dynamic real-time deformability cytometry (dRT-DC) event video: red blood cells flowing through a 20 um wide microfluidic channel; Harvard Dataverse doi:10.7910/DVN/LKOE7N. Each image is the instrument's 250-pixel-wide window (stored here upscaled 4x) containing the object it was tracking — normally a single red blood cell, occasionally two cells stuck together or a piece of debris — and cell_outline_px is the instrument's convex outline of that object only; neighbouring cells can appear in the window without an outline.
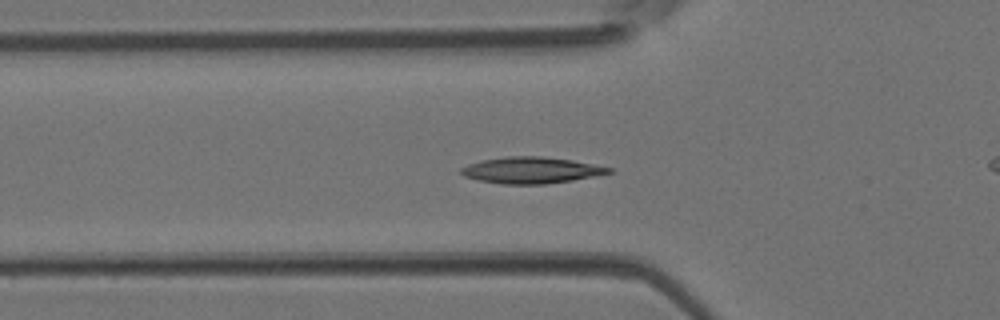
{"species": "Egyptian fruit bat (a non-hibernating species)", "species_latin": "Rousettus aegyptiacus", "temperature_condition": "room temperature", "stored_images_in_passage": 40, "camera_frame_rate_fps": 3000, "um_per_image_px": 0.085, "animal": {"sex": "female"}, "frame": {"image": 1, "passage_image": 10, "time_ms": 3.0, "image_size_px": [1000, 320], "cell_outline_px": [[612, 172], [572, 180], [544, 184], [500, 184], [480, 180], [464, 176], [460, 172], [460, 168], [468, 164], [484, 160], [508, 156], [540, 156], [572, 160], [612, 168]], "centroid_in_image_um": [45.12, 14.47], "position_along_channel_um": 80.7, "area_um2": 22.37}}
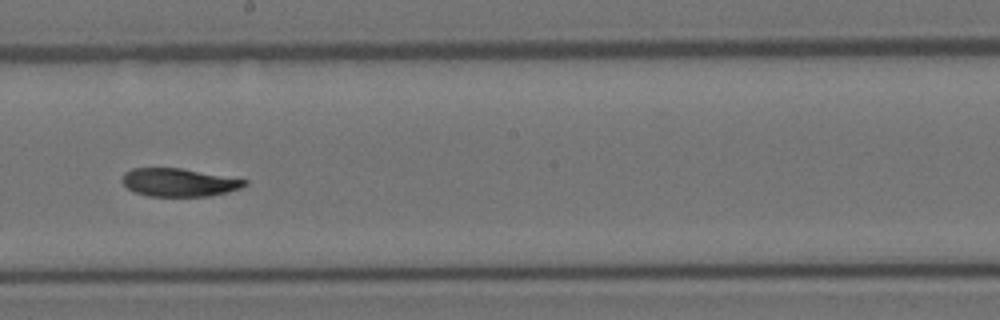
{"frame": {"image": 2, "passage_image": 20, "time_ms": 6.333, "image_size_px": [1000, 320], "cell_outline_px": [[248, 184], [240, 188], [228, 192], [208, 196], [148, 196], [136, 192], [128, 188], [120, 180], [124, 172], [132, 168], [180, 168], [248, 180]], "centroid_in_image_um": [15.19, 15.5], "position_along_channel_um": 233.0, "area_um2": 20.0}}
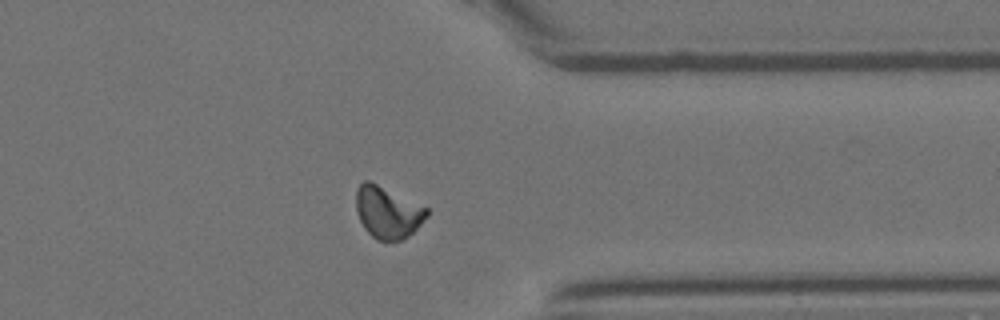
{"frame": {"image": 3, "passage_image": 30, "time_ms": 9.667, "image_size_px": [1000, 320], "cell_outline_px": [[428, 216], [404, 240], [376, 240], [364, 228], [356, 212], [356, 188], [364, 180], [368, 180], [428, 208]], "centroid_in_image_um": [32.93, 18.05], "position_along_channel_um": 378.5, "area_um2": 21.15}}